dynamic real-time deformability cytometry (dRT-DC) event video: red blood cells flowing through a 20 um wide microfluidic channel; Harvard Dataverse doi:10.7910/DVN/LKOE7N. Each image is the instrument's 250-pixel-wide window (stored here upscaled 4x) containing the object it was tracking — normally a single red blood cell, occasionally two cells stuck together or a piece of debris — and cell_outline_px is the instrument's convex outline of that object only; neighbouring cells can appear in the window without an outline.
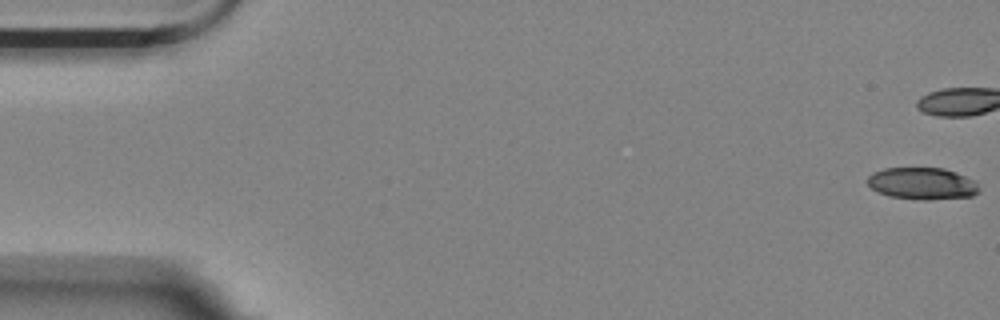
{"species": "Egyptian fruit bat (a non-hibernating species)", "species_latin": "Rousettus aegyptiacus", "temperature_condition": "room temperature", "stored_images_in_passage": 13, "camera_frame_rate_fps": 3000, "um_per_image_px": 0.085, "animal": {"sex": "female"}, "frame": {"image": 1, "passage_image": 1, "time_ms": 0.0, "image_size_px": [1000, 320], "cell_outline_px": [[980, 192], [972, 196], [928, 200], [920, 200], [888, 196], [876, 192], [868, 184], [868, 176], [872, 172], [884, 168], [944, 168], [956, 172], [976, 180], [980, 188]], "centroid_in_image_um": [78.41, 15.6], "position_along_channel_um": 6.6, "area_um2": 21.1}}